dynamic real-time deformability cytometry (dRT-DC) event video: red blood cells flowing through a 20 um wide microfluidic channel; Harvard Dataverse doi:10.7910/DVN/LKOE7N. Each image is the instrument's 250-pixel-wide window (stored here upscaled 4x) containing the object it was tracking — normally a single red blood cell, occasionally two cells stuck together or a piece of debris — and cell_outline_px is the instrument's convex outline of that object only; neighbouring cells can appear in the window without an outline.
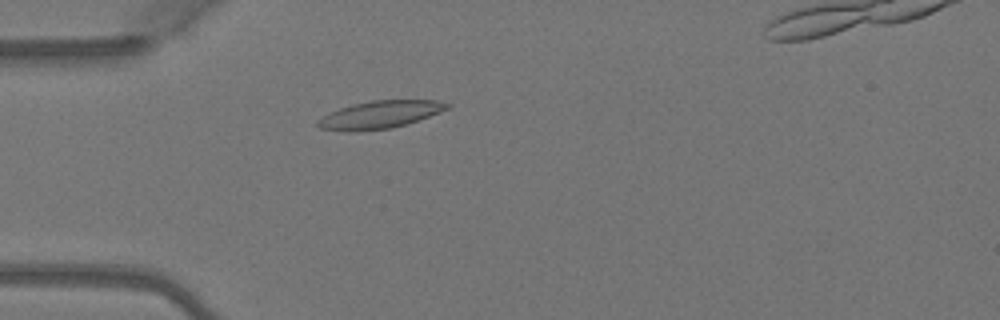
{"species": "Egyptian fruit bat (a non-hibernating species)", "species_latin": "Rousettus aegyptiacus", "temperature_condition": "warm", "stored_images_in_passage": 6, "camera_frame_rate_fps": 3000, "um_per_image_px": 0.085, "animal": {"sex": "female"}, "frame": {"image": 1, "passage_image": 4, "time_ms": 1.0, "image_size_px": [1000, 320], "cell_outline_px": [[452, 104], [448, 108], [440, 112], [408, 124], [392, 128], [356, 132], [348, 132], [320, 128], [316, 124], [316, 120], [340, 108], [352, 104], [372, 100], [436, 100]], "centroid_in_image_um": [32.29, 9.75], "position_along_channel_um": 52.7, "area_um2": 20.92}}